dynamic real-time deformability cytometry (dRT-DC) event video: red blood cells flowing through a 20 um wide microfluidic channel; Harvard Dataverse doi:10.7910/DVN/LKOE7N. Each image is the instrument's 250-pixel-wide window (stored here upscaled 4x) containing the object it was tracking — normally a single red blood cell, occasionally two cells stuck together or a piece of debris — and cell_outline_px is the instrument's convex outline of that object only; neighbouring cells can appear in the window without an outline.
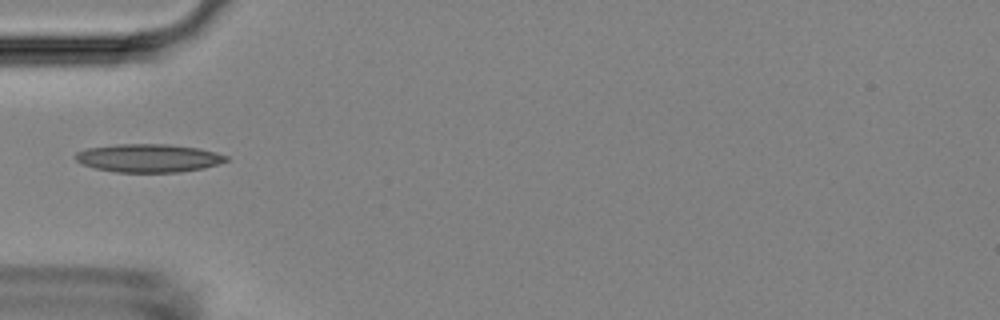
{"species": "Egyptian fruit bat (a non-hibernating species)", "species_latin": "Rousettus aegyptiacus", "temperature_condition": "room temperature", "stored_images_in_passage": 23, "camera_frame_rate_fps": 3000, "um_per_image_px": 0.085, "animal": {"sex": "female"}, "frame": {"image": 1, "passage_image": 1, "time_ms": 0.0, "image_size_px": [1000, 320], "cell_outline_px": [[228, 160], [204, 168], [180, 172], [116, 172], [96, 168], [80, 164], [76, 160], [76, 152], [88, 148], [116, 144], [168, 144], [200, 148], [216, 152], [228, 156]], "centroid_in_image_um": [12.63, 13.43], "position_along_channel_um": 72.4, "area_um2": 24.8}}
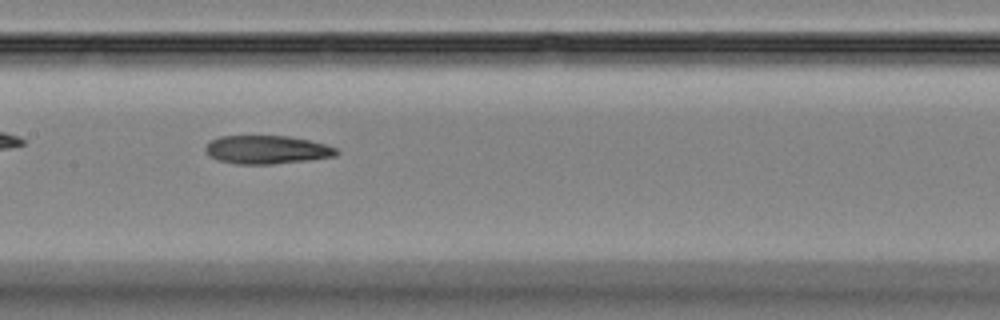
{"frame": {"image": 2, "passage_image": 10, "time_ms": 3.0, "image_size_px": [1000, 320], "cell_outline_px": [[340, 152], [336, 156], [308, 160], [272, 164], [236, 164], [216, 160], [208, 156], [204, 148], [208, 140], [220, 136], [288, 136], [308, 140], [324, 144], [336, 148]], "centroid_in_image_um": [22.62, 12.73], "position_along_channel_um": 184.8, "area_um2": 21.85}}
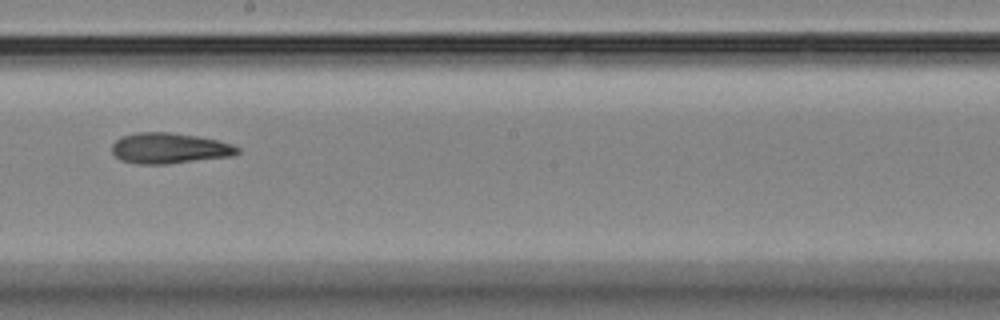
{"frame": {"image": 3, "passage_image": 14, "time_ms": 4.333, "image_size_px": [1000, 320], "cell_outline_px": [[240, 152], [232, 156], [168, 164], [140, 164], [120, 160], [112, 152], [112, 144], [116, 140], [124, 136], [136, 132], [168, 132], [196, 136], [216, 140], [232, 144], [240, 148]], "centroid_in_image_um": [14.4, 12.6], "position_along_channel_um": 233.8, "area_um2": 22.37}}